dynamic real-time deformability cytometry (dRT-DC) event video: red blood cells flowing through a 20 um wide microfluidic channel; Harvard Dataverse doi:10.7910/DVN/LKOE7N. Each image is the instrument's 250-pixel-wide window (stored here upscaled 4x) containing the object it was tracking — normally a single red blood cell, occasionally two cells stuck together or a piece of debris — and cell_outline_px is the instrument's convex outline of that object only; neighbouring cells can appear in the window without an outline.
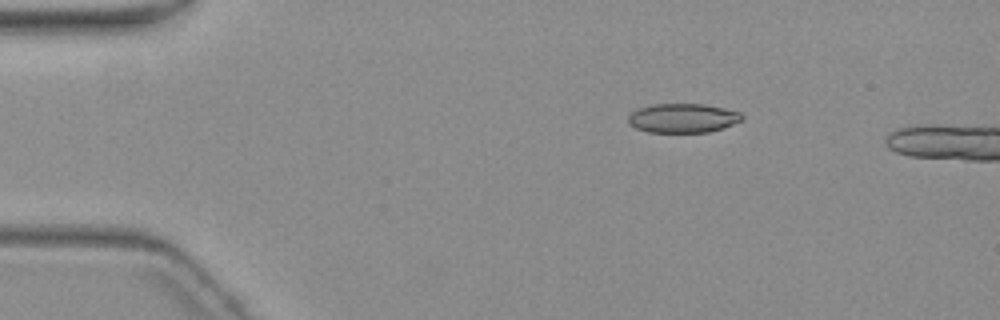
{"species": "common noctule bat (a hibernating species)", "species_latin": "Nyctalus noctula", "temperature_condition": "warm", "stored_images_in_passage": 2, "camera_frame_rate_fps": 3000, "um_per_image_px": 0.085, "animal": {"sex": "female", "body_mass_g": 19.3, "forearm_length_mm": 54.1}, "frame": {"image": 1, "passage_image": 1, "time_ms": 0.0, "image_size_px": [1000, 320], "cell_outline_px": [[744, 120], [708, 132], [648, 132], [636, 128], [628, 124], [628, 116], [632, 112], [640, 108], [652, 104], [704, 104], [724, 108], [740, 112], [744, 116]], "centroid_in_image_um": [58.04, 10.03], "position_along_channel_um": 27.0, "area_um2": 19.31}}